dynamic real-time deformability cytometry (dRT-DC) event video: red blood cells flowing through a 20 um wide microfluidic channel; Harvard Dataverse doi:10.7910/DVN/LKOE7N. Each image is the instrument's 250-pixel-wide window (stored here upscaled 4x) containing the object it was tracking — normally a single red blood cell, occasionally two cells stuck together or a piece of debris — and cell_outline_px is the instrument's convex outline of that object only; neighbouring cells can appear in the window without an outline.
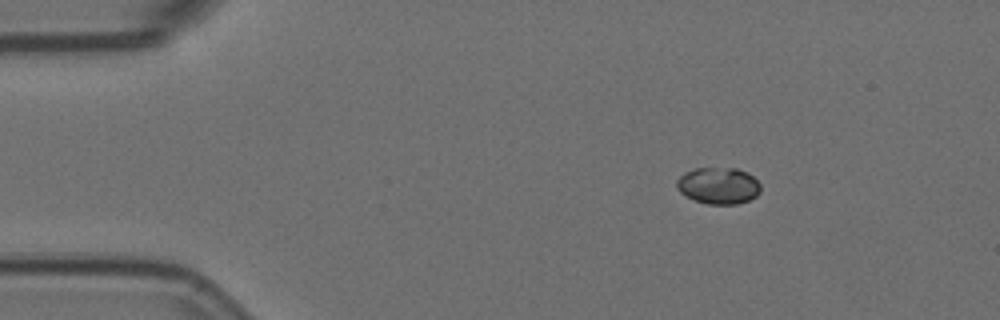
{"species": "Egyptian fruit bat (a non-hibernating species)", "species_latin": "Rousettus aegyptiacus", "temperature_condition": "room temperature", "stored_images_in_passage": 4, "camera_frame_rate_fps": 3000, "um_per_image_px": 0.085, "animal": {"sex": "female"}, "frame": {"image": 1, "passage_image": 1, "time_ms": 0.0, "image_size_px": [1000, 320], "cell_outline_px": [[760, 192], [756, 196], [748, 200], [736, 204], [708, 204], [692, 200], [680, 192], [676, 188], [676, 180], [684, 172], [696, 168], [736, 168], [748, 172], [760, 184]], "centroid_in_image_um": [61.04, 15.78], "position_along_channel_um": 24.0, "area_um2": 18.03}}
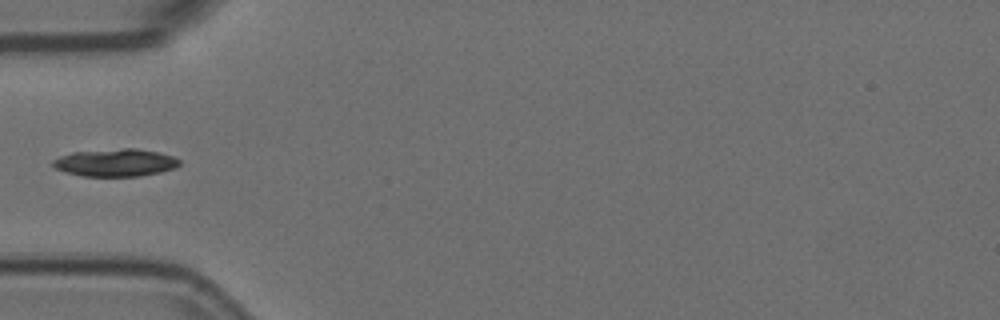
{"frame": {"image": 2, "passage_image": 4, "time_ms": 1.0, "image_size_px": [1000, 320], "cell_outline_px": [[180, 164], [176, 168], [160, 172], [140, 176], [84, 176], [64, 172], [56, 168], [52, 164], [52, 160], [60, 156], [72, 152], [124, 148], [136, 148], [160, 152], [172, 156], [180, 160]], "centroid_in_image_um": [9.83, 13.82], "position_along_channel_um": 75.2, "area_um2": 20.4}}